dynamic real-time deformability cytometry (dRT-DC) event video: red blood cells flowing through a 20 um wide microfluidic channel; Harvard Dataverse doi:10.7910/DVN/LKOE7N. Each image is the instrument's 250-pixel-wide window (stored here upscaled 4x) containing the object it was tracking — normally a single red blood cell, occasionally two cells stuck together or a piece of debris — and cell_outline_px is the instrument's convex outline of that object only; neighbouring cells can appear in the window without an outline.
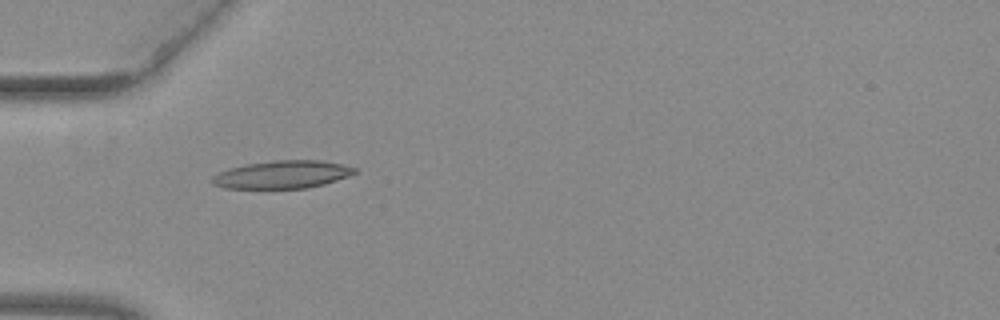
{"species": "common noctule bat (a hibernating species)", "species_latin": "Nyctalus noctula", "temperature_condition": "warm", "stored_images_in_passage": 36, "camera_frame_rate_fps": 3000, "um_per_image_px": 0.085, "animal": {"sex": "female", "body_mass_g": 29.2, "forearm_length_mm": 56.3}, "frame": {"image": 1, "passage_image": 1, "time_ms": 0.0, "image_size_px": [1000, 320], "cell_outline_px": [[356, 172], [348, 176], [324, 184], [308, 188], [224, 188], [212, 184], [208, 180], [216, 172], [228, 168], [248, 164], [272, 160], [320, 160], [344, 164], [356, 168]], "centroid_in_image_um": [23.94, 14.83], "position_along_channel_um": 61.1, "area_um2": 23.29}}
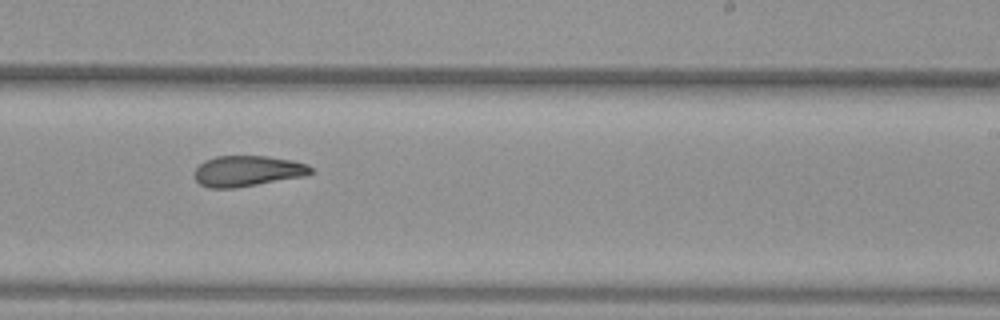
{"frame": {"image": 2, "passage_image": 17, "time_ms": 5.333, "image_size_px": [1000, 320], "cell_outline_px": [[316, 172], [304, 176], [236, 188], [208, 188], [200, 184], [196, 180], [196, 168], [204, 160], [216, 156], [268, 156], [292, 160], [308, 164]], "centroid_in_image_um": [21.07, 14.53], "position_along_channel_um": 267.9, "area_um2": 20.92}}
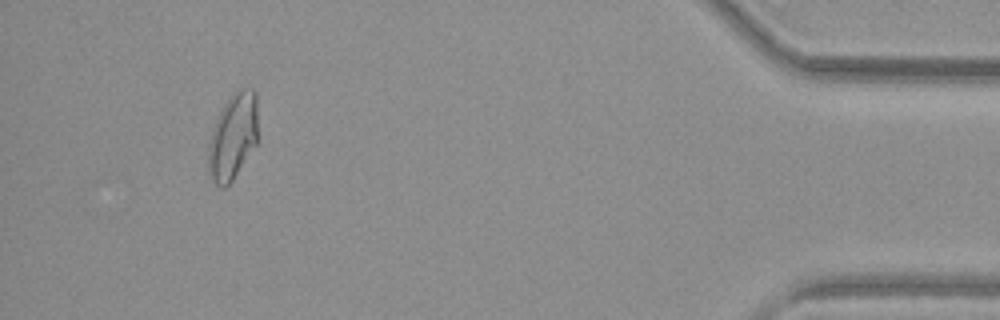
{"frame": {"image": 3, "passage_image": 33, "time_ms": 10.667, "image_size_px": [1000, 320], "cell_outline_px": [[256, 144], [232, 180], [224, 188], [220, 188], [212, 180], [208, 164], [208, 144], [216, 120], [224, 104], [236, 88], [252, 88], [256, 92]], "centroid_in_image_um": [19.79, 11.58], "position_along_channel_um": 415.4, "area_um2": 24.57}, "authors_computed_cell_mechanics": {"area_um2": 21.7328, "velocity_mm_per_s": 3.9651, "shape_relaxation_time_tau1_ms": null, "shape_relaxation_time_tau2_ms": 2.1036, "deformation_change_tau1": null, "deformation_change_tau2": 0.097}}